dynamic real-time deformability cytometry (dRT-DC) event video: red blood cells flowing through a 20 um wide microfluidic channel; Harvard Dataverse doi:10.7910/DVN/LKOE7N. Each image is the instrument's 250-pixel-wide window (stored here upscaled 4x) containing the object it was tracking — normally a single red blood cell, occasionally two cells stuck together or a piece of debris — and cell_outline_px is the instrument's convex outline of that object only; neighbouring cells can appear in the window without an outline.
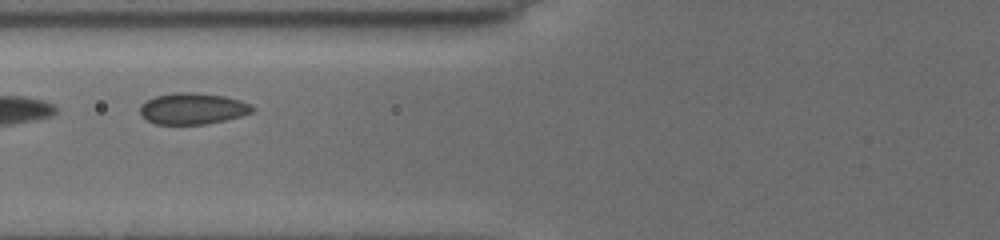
{"species": "common noctule bat (a hibernating species)", "species_latin": "Nyctalus noctula", "temperature_condition": "cold", "stored_images_in_passage": 14, "camera_frame_rate_fps": 3000, "um_per_image_px": 0.085, "animal": {"sex": "female", "body_mass_g": 19.5, "forearm_length_mm": 54.1}, "frame": {"image": 1, "passage_image": 3, "time_ms": 1.667, "image_size_px": [1000, 240], "cell_outline_px": [[256, 108], [252, 112], [240, 116], [224, 120], [204, 124], [156, 124], [140, 116], [140, 108], [148, 100], [156, 96], [172, 92], [196, 92], [224, 96], [240, 100], [252, 104]], "centroid_in_image_um": [16.4, 9.22], "position_along_channel_um": 109.4, "area_um2": 20.46}}
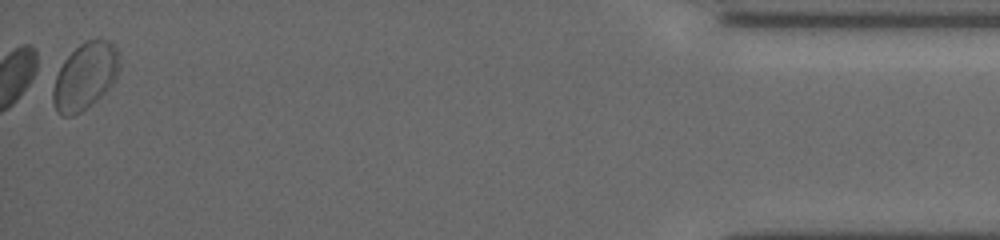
{"frame": {"image": 2, "passage_image": 14, "time_ms": 12.0, "image_size_px": [1000, 240], "cell_outline_px": [[116, 76], [112, 84], [104, 92], [80, 112], [72, 116], [60, 116], [56, 112], [52, 100], [52, 88], [56, 76], [64, 60], [84, 40], [108, 40], [116, 48]], "centroid_in_image_um": [7.15, 6.51], "position_along_channel_um": 428.1, "area_um2": 25.09}}